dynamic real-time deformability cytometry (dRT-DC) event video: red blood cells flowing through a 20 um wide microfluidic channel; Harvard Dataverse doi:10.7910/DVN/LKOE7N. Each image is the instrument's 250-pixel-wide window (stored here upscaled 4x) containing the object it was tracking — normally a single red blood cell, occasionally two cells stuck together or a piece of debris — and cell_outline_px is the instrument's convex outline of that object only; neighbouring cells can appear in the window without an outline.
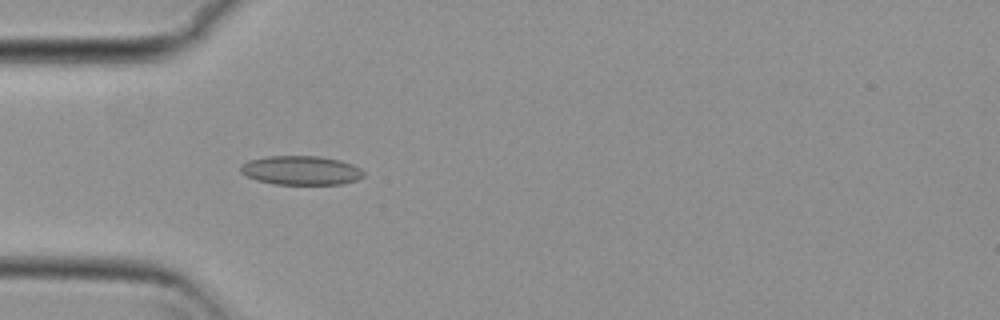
{"species": "common noctule bat (a hibernating species)", "species_latin": "Nyctalus noctula", "temperature_condition": "cold", "stored_images_in_passage": 46, "camera_frame_rate_fps": 3000, "um_per_image_px": 0.085, "animal": {"sex": "female", "body_mass_g": 29.2, "forearm_length_mm": 56.3}, "frame": {"image": 1, "passage_image": 8, "time_ms": 2.333, "image_size_px": [1000, 320], "cell_outline_px": [[364, 176], [356, 180], [344, 184], [272, 184], [256, 180], [240, 172], [240, 164], [248, 160], [268, 156], [320, 156], [340, 160], [352, 164], [360, 168], [364, 172]], "centroid_in_image_um": [25.58, 14.48], "position_along_channel_um": 59.4, "area_um2": 20.98}}
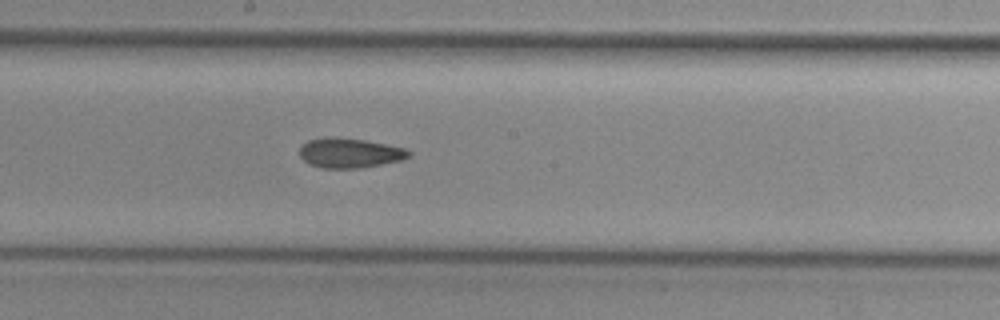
{"frame": {"image": 2, "passage_image": 21, "time_ms": 6.667, "image_size_px": [1000, 320], "cell_outline_px": [[412, 156], [400, 160], [360, 168], [324, 168], [308, 164], [300, 156], [300, 148], [308, 140], [328, 136], [364, 140], [404, 148], [412, 152]], "centroid_in_image_um": [29.71, 13.0], "position_along_channel_um": 218.5, "area_um2": 18.79}}
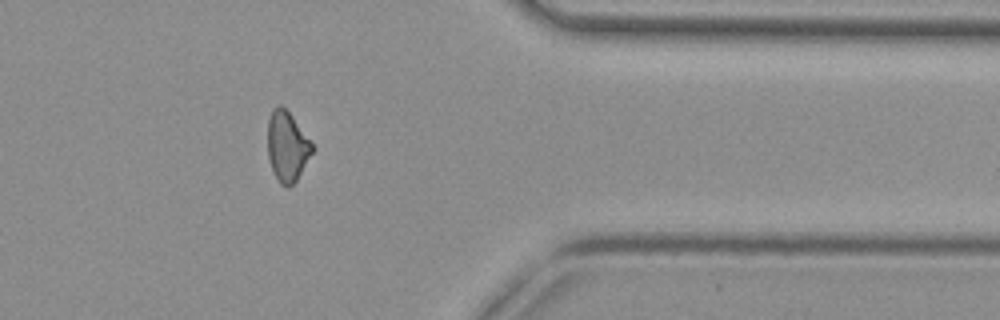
{"frame": {"image": 3, "passage_image": 36, "time_ms": 11.667, "image_size_px": [1000, 320], "cell_outline_px": [[316, 148], [296, 180], [288, 188], [284, 188], [280, 184], [272, 168], [268, 156], [268, 120], [272, 108], [280, 104], [292, 116]], "centroid_in_image_um": [24.42, 12.45], "position_along_channel_um": 387.0, "area_um2": 18.15}, "authors_computed_cell_mechanics": {"area_um2": 18.9584, "velocity_mm_per_s": 3.7348, "shape_relaxation_time_tau1_ms": null, "shape_relaxation_time_tau2_ms": 6.304, "deformation_change_tau1": null, "deformation_change_tau2": 0.1221}}